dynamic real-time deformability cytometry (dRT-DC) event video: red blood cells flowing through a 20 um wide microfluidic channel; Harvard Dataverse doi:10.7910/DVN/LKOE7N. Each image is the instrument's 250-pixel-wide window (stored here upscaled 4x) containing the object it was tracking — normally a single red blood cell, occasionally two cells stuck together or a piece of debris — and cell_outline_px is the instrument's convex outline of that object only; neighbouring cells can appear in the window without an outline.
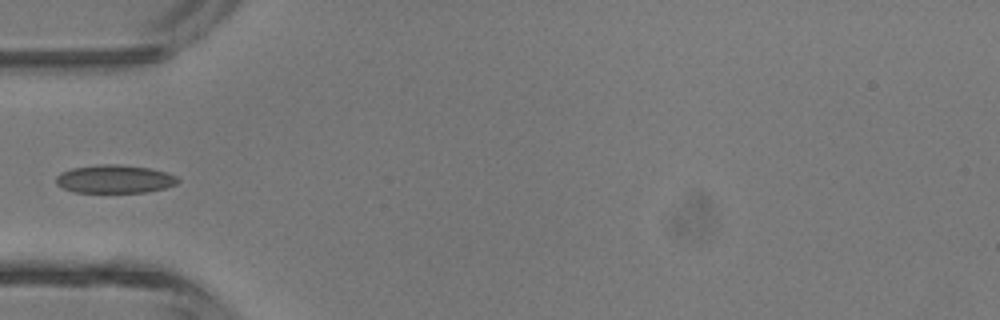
{"species": "common noctule bat (a hibernating species)", "species_latin": "Nyctalus noctula", "temperature_condition": "room temperature", "stored_images_in_passage": 4, "camera_frame_rate_fps": 3000, "um_per_image_px": 0.085, "animal": {"sex": "male", "body_mass_g": 13.3}, "frame": {"image": 1, "passage_image": 4, "time_ms": 4.333, "image_size_px": [1000, 320], "cell_outline_px": [[180, 180], [176, 184], [164, 188], [144, 192], [76, 192], [64, 188], [56, 184], [56, 176], [60, 172], [72, 168], [100, 164], [120, 164], [148, 168], [168, 172], [176, 176]], "centroid_in_image_um": [9.74, 15.21], "position_along_channel_um": 75.3, "area_um2": 20.0}}